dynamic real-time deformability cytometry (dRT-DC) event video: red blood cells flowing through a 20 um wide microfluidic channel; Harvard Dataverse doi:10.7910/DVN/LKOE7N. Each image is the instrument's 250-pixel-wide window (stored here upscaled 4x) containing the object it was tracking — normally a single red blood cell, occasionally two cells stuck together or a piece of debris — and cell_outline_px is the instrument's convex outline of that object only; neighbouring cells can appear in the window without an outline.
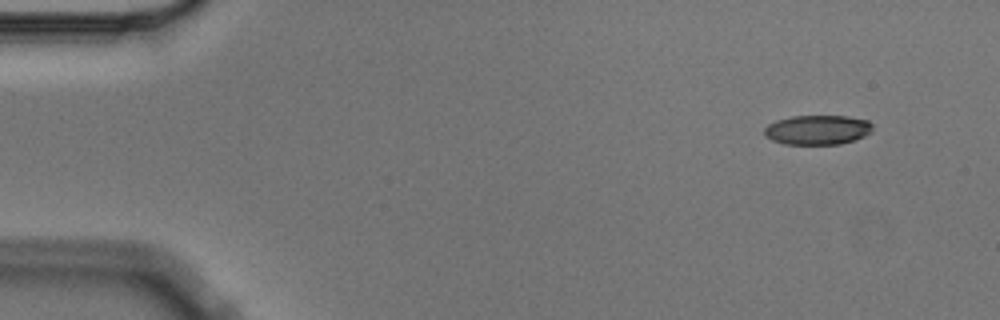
{"species": "Egyptian fruit bat (a non-hibernating species)", "species_latin": "Rousettus aegyptiacus", "temperature_condition": "cold", "stored_images_in_passage": 4, "camera_frame_rate_fps": 3000, "um_per_image_px": 0.085, "animal": {"sex": "male"}, "frame": {"image": 1, "passage_image": 1, "time_ms": 0.0, "image_size_px": [1000, 320], "cell_outline_px": [[872, 132], [856, 140], [840, 144], [784, 144], [772, 140], [764, 136], [764, 128], [768, 124], [776, 120], [792, 116], [848, 116], [868, 120], [872, 124]], "centroid_in_image_um": [69.49, 11.04], "position_along_channel_um": 15.5, "area_um2": 18.84}}
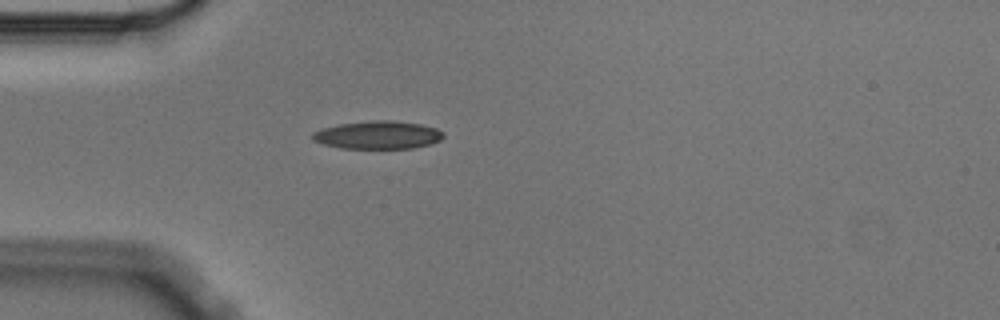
{"frame": {"image": 2, "passage_image": 4, "time_ms": 1.0, "image_size_px": [1000, 320], "cell_outline_px": [[444, 136], [440, 140], [432, 144], [412, 148], [340, 148], [324, 144], [312, 140], [312, 132], [320, 128], [340, 124], [372, 120], [396, 120], [420, 124], [436, 128], [444, 132]], "centroid_in_image_um": [32.12, 11.46], "position_along_channel_um": 52.9, "area_um2": 21.5}}